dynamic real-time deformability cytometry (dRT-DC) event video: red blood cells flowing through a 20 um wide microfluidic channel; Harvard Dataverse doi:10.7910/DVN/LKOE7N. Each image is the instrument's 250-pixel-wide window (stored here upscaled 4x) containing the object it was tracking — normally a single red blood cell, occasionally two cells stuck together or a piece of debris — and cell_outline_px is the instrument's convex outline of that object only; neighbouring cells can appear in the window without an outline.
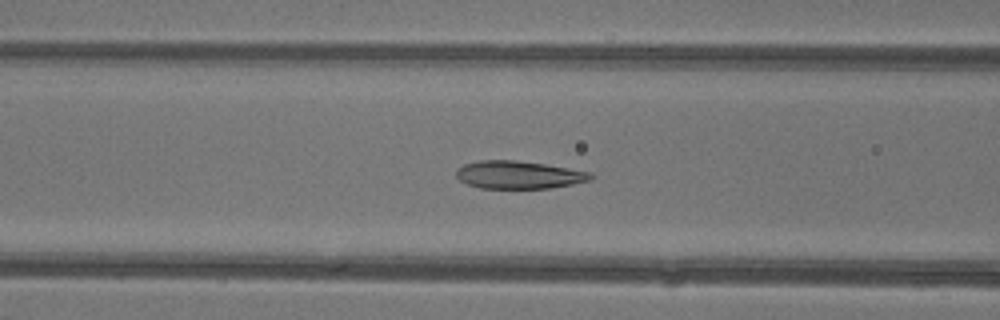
{"species": "common noctule bat (a hibernating species)", "species_latin": "Nyctalus noctula", "temperature_condition": "warm", "stored_images_in_passage": 48, "camera_frame_rate_fps": 3000, "um_per_image_px": 0.085, "animal": {"sex": "female"}, "frame": {"image": 1, "passage_image": 20, "time_ms": 6.333, "image_size_px": [1000, 320], "cell_outline_px": [[596, 176], [592, 180], [552, 188], [480, 188], [468, 184], [460, 180], [456, 176], [456, 168], [464, 164], [480, 160], [516, 160], [544, 164], [592, 172]], "centroid_in_image_um": [44.12, 14.86], "position_along_channel_um": 122.5, "area_um2": 21.91}}
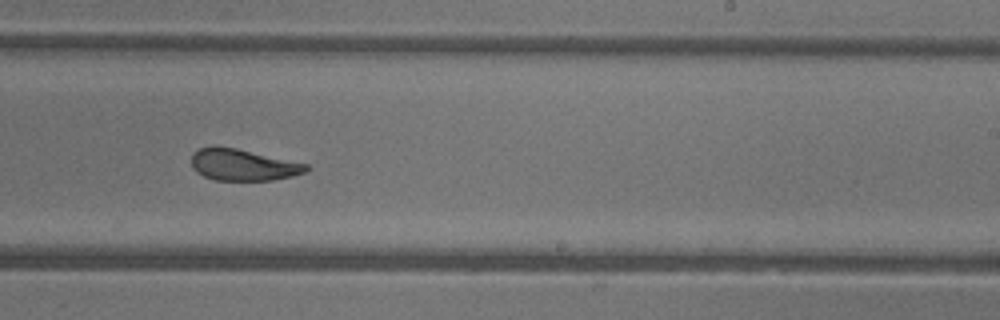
{"frame": {"image": 2, "passage_image": 30, "time_ms": 9.667, "image_size_px": [1000, 320], "cell_outline_px": [[312, 168], [304, 172], [292, 176], [272, 180], [216, 180], [204, 176], [196, 172], [192, 168], [192, 152], [200, 148], [212, 144], [216, 144], [236, 148], [308, 164]], "centroid_in_image_um": [20.62, 13.99], "position_along_channel_um": 268.4, "area_um2": 21.33}}
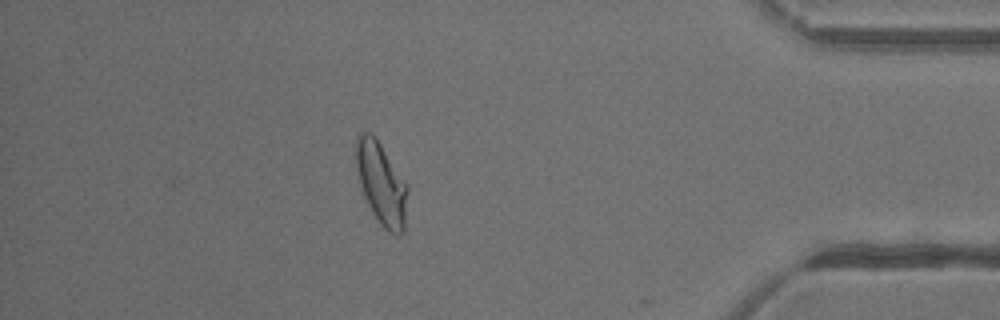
{"frame": {"image": 3, "passage_image": 42, "time_ms": 13.667, "image_size_px": [1000, 320], "cell_outline_px": [[408, 192], [404, 232], [400, 236], [396, 236], [388, 232], [380, 224], [372, 212], [368, 204], [360, 184], [356, 168], [356, 136], [360, 132], [372, 132], [408, 184]], "centroid_in_image_um": [32.43, 15.62], "position_along_channel_um": 402.8, "area_um2": 24.91}, "authors_computed_cell_mechanics": {"area_um2": 23.7847, "velocity_mm_per_s": 4.3826, "shape_relaxation_time_tau1_ms": 6.9429, "shape_relaxation_time_tau2_ms": 1.5168, "deformation_change_tau1": 0.2174, "deformation_change_tau2": 0.0712}}